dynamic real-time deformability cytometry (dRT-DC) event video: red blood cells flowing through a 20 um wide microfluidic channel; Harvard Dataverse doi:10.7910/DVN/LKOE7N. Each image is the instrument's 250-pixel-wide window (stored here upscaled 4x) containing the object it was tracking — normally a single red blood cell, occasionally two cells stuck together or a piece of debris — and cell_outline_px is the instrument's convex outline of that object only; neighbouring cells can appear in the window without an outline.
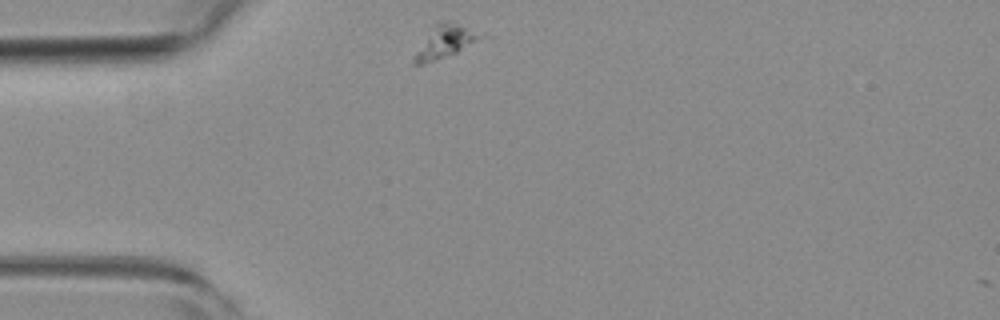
{"species": "common noctule bat (a hibernating species)", "species_latin": "Nyctalus noctula", "temperature_condition": "room temperature", "stored_images_in_passage": 37, "camera_frame_rate_fps": 3000, "um_per_image_px": 0.085, "animal": {"sex": "female", "body_mass_g": 19.3, "forearm_length_mm": 54.1}, "frame": {"image": 1, "passage_image": 1, "time_ms": 0.0, "image_size_px": [1000, 320], "cell_outline_px": [[476, 36], [472, 40], [456, 52], [420, 64], [412, 64], [412, 60], [416, 52], [436, 24], [448, 20], [464, 28]], "centroid_in_image_um": [37.62, 3.58], "position_along_channel_um": 47.4, "area_um2": 10.64}}
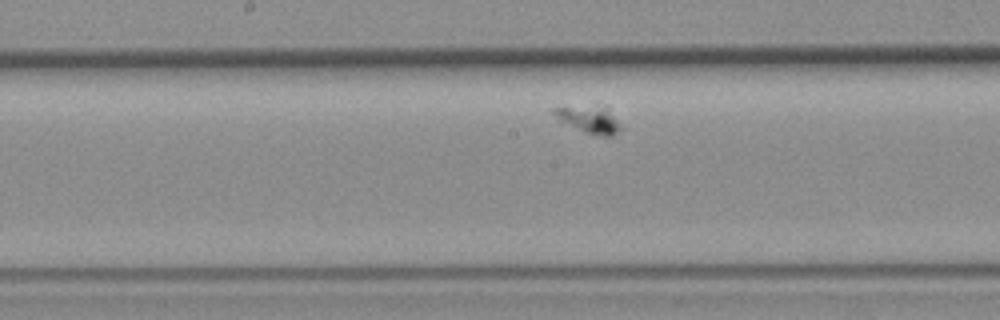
{"frame": {"image": 2, "passage_image": 16, "time_ms": 5.0, "image_size_px": [1000, 320], "cell_outline_px": [[624, 128], [612, 136], [604, 136], [584, 132], [560, 120], [552, 112], [552, 108], [608, 104]], "centroid_in_image_um": [50.2, 10.12], "position_along_channel_um": 198.0, "area_um2": 10.92}}
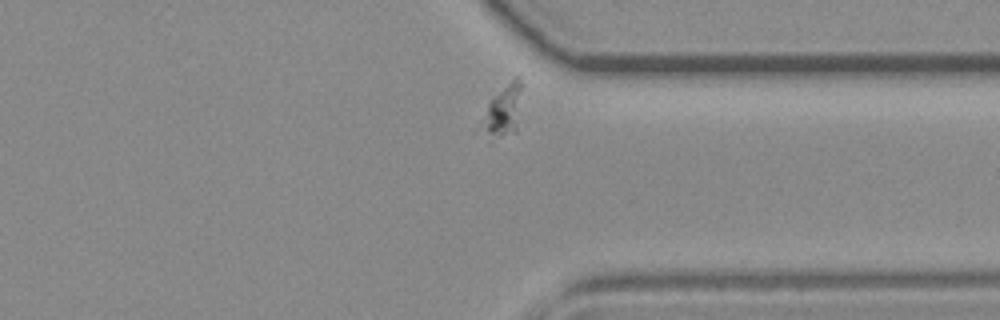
{"frame": {"image": 3, "passage_image": 31, "time_ms": 10.0, "image_size_px": [1000, 320], "cell_outline_px": [[520, 88], [516, 132], [488, 144], [488, 104], [520, 72]], "centroid_in_image_um": [42.86, 9.48], "position_along_channel_um": 368.5, "area_um2": 10.75}}